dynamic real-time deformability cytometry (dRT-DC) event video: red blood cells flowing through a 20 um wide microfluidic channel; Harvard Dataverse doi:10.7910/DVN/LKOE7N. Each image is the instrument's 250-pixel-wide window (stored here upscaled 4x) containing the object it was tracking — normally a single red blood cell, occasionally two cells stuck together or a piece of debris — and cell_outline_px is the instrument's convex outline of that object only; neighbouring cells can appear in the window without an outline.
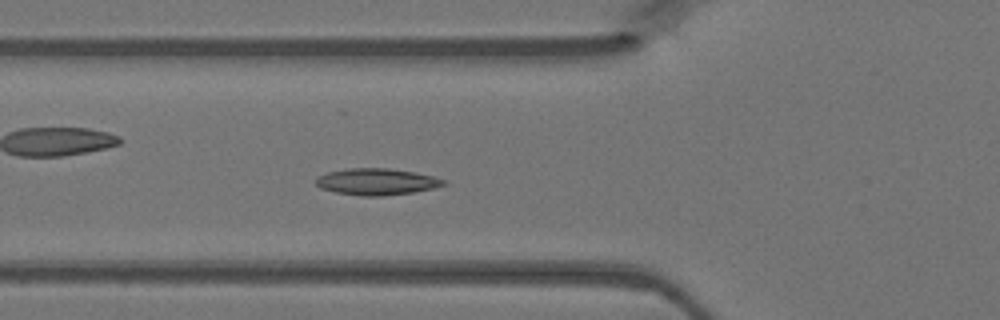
{"species": "Egyptian fruit bat (a non-hibernating species)", "species_latin": "Rousettus aegyptiacus", "temperature_condition": "warm", "stored_images_in_passage": 47, "camera_frame_rate_fps": 3000, "um_per_image_px": 0.085, "animal": {"sex": "female"}, "frame": {"image": 1, "passage_image": 16, "time_ms": 5.0, "image_size_px": [1000, 320], "cell_outline_px": [[448, 184], [432, 188], [412, 192], [384, 196], [360, 196], [336, 192], [320, 188], [316, 184], [316, 176], [328, 172], [348, 168], [388, 168], [416, 172], [432, 176], [444, 180]], "centroid_in_image_um": [31.99, 15.44], "position_along_channel_um": 93.8, "area_um2": 19.77}}
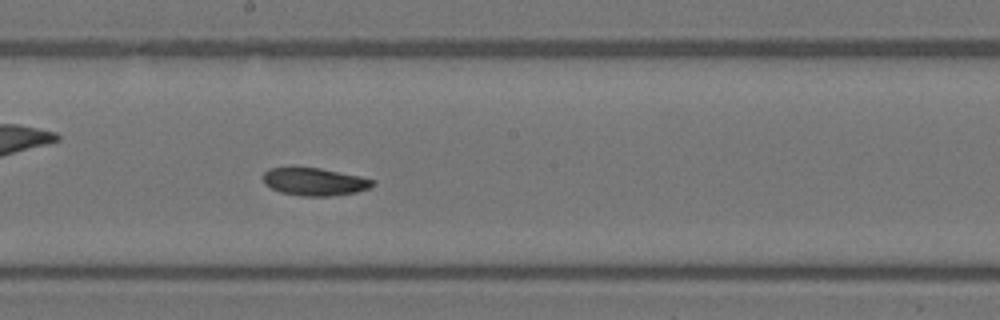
{"frame": {"image": 2, "passage_image": 25, "time_ms": 8.0, "image_size_px": [1000, 320], "cell_outline_px": [[376, 184], [368, 188], [356, 192], [332, 196], [300, 196], [280, 192], [264, 184], [264, 172], [268, 168], [320, 168], [376, 180]], "centroid_in_image_um": [26.74, 15.46], "position_along_channel_um": 221.5, "area_um2": 17.51}}
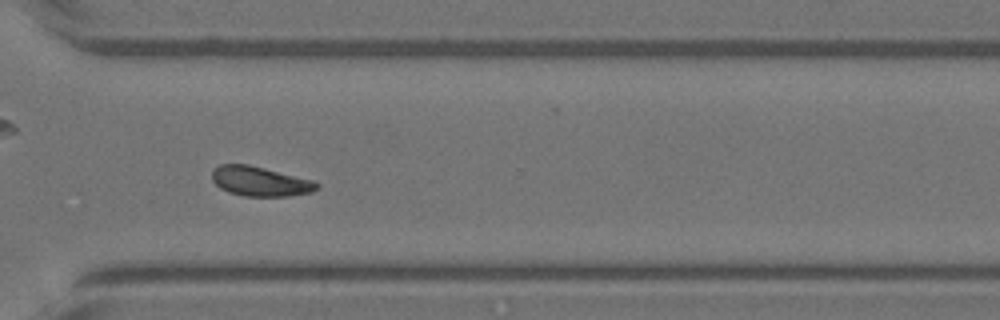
{"frame": {"image": 3, "passage_image": 34, "time_ms": 11.0, "image_size_px": [1000, 320], "cell_outline_px": [[320, 184], [312, 192], [288, 196], [244, 196], [228, 192], [220, 188], [212, 180], [212, 172], [220, 164], [248, 164], [312, 180]], "centroid_in_image_um": [22.08, 15.42], "position_along_channel_um": 348.5, "area_um2": 17.92}}